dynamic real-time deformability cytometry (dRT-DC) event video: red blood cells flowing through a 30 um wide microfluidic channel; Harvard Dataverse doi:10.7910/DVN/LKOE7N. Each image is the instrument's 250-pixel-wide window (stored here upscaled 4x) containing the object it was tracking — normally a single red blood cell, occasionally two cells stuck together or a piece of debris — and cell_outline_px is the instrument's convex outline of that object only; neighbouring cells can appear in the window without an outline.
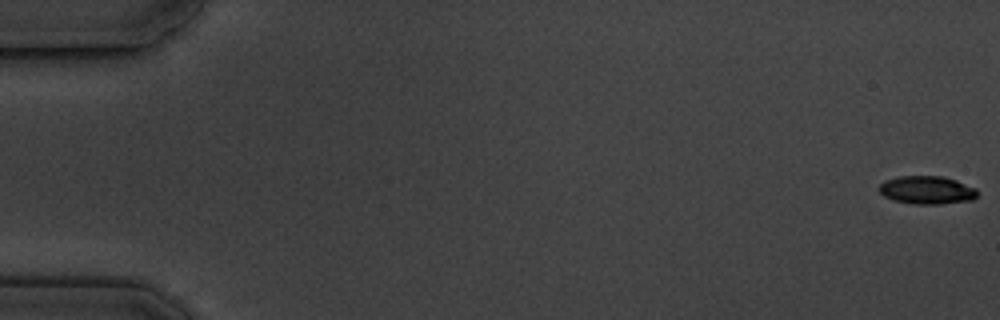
{"species": "common noctule bat (a hibernating species)", "species_latin": "Nyctalus noctula", "temperature_condition": "cold", "stored_images_in_passage": 6, "camera_frame_rate_fps": 3000, "um_per_image_px": 0.085, "animal": {"sex": "male", "body_mass_g": 19.5, "forearm_length_mm": 54.6}, "frame": {"image": 1, "passage_image": 1, "time_ms": 0.0, "image_size_px": [1000, 320], "cell_outline_px": [[976, 196], [972, 200], [940, 204], [912, 204], [892, 200], [884, 196], [876, 188], [884, 180], [900, 176], [944, 176], [956, 180], [976, 188]], "centroid_in_image_um": [78.74, 16.15], "position_along_channel_um": 6.3, "area_um2": 16.24}}
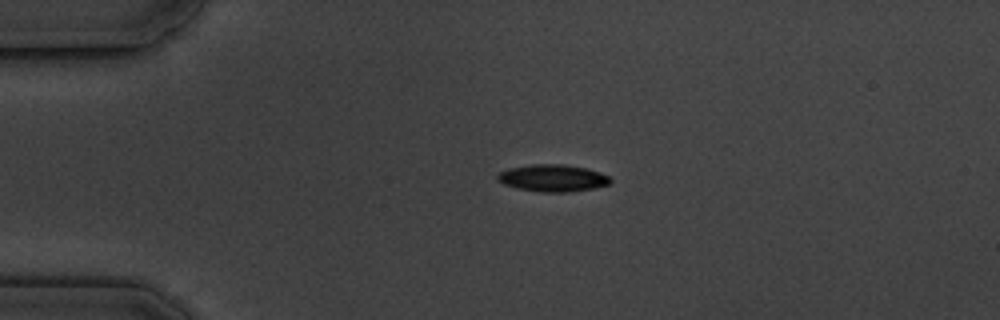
{"frame": {"image": 2, "passage_image": 5, "time_ms": 4.333, "image_size_px": [1000, 320], "cell_outline_px": [[612, 180], [608, 184], [592, 188], [568, 192], [540, 192], [516, 188], [504, 184], [496, 180], [496, 176], [500, 172], [508, 168], [532, 164], [564, 164], [588, 168], [608, 176]], "centroid_in_image_um": [46.94, 15.13], "position_along_channel_um": 38.1, "area_um2": 17.8}}